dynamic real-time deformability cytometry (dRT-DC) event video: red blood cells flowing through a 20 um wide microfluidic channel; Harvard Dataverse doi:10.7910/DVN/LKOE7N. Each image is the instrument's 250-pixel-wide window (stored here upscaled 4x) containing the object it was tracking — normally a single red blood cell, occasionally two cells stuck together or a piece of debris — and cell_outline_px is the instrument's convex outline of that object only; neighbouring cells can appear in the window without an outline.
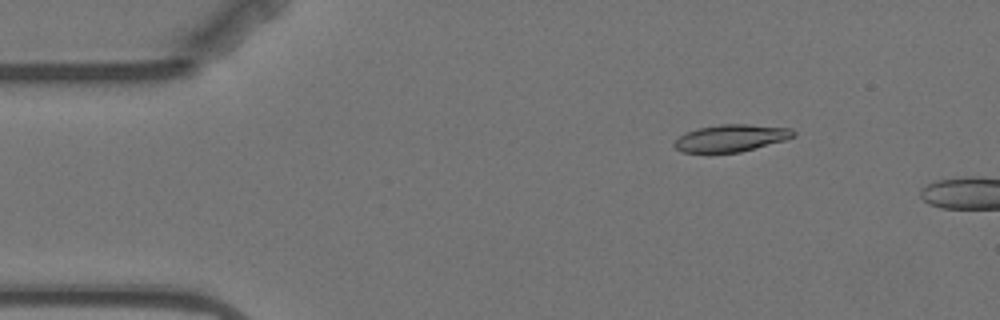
{"species": "Egyptian fruit bat (a non-hibernating species)", "species_latin": "Rousettus aegyptiacus", "temperature_condition": "warm", "stored_images_in_passage": 2, "camera_frame_rate_fps": 3000, "um_per_image_px": 0.085, "animal": {"sex": "female"}, "frame": {"image": 1, "passage_image": 1, "time_ms": 0.0, "image_size_px": [1000, 320], "cell_outline_px": [[796, 136], [784, 140], [740, 152], [680, 152], [672, 144], [680, 136], [688, 132], [700, 128], [720, 124], [748, 124], [792, 128], [796, 132]], "centroid_in_image_um": [62.17, 11.73], "position_along_channel_um": 22.8, "area_um2": 18.61}}